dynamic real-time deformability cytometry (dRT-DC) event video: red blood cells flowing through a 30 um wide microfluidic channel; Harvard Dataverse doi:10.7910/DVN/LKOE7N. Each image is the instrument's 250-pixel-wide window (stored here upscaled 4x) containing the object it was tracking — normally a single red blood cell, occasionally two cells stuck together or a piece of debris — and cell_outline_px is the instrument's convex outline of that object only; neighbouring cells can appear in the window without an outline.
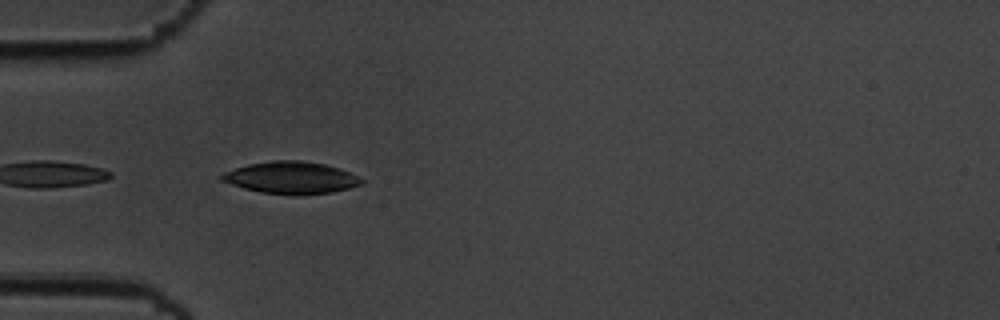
{"species": "common noctule bat (a hibernating species)", "species_latin": "Nyctalus noctula", "temperature_condition": "cold", "stored_images_in_passage": 15, "camera_frame_rate_fps": 3000, "um_per_image_px": 0.085, "animal": {"sex": "male", "body_mass_g": 19.5, "forearm_length_mm": 54.6}, "frame": {"image": 1, "passage_image": 9, "time_ms": 2.667, "image_size_px": [1000, 320], "cell_outline_px": [[364, 184], [332, 192], [260, 192], [244, 188], [220, 180], [220, 176], [224, 172], [248, 164], [272, 160], [300, 160], [324, 164], [340, 168], [364, 180]], "centroid_in_image_um": [24.73, 15.05], "position_along_channel_um": 60.3, "area_um2": 25.14}}